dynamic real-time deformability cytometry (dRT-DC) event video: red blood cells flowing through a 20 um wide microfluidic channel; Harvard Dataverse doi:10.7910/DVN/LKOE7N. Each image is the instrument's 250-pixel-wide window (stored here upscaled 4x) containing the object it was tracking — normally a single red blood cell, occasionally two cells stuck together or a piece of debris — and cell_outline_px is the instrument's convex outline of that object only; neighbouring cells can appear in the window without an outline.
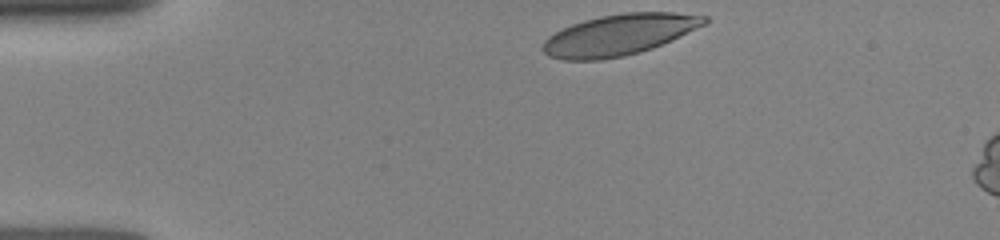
{"species": "human", "species_latin": "Homo sapiens", "temperature_condition": "room temperature", "stored_images_in_passage": 29, "camera_frame_rate_fps": 3000, "um_per_image_px": 0.085, "donor": {"sex": "female"}, "frame": {"image": 1, "passage_image": 1, "time_ms": 0.0, "image_size_px": [1000, 240], "cell_outline_px": [[708, 24], [672, 40], [652, 48], [624, 56], [600, 60], [560, 60], [548, 56], [540, 48], [544, 40], [548, 36], [572, 24], [584, 20], [600, 16], [624, 12], [672, 12], [708, 16]], "centroid_in_image_um": [52.63, 2.96], "position_along_channel_um": 32.4, "area_um2": 38.84}}
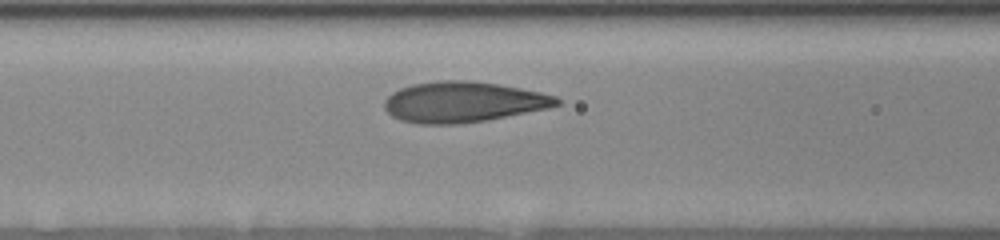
{"frame": {"image": 2, "passage_image": 21, "time_ms": 3.667, "image_size_px": [1000, 240], "cell_outline_px": [[560, 104], [548, 108], [488, 120], [460, 124], [416, 124], [400, 120], [392, 116], [384, 108], [384, 100], [392, 92], [400, 88], [412, 84], [440, 80], [468, 80], [496, 84], [520, 88], [540, 92], [556, 96], [560, 100]], "centroid_in_image_um": [39.34, 8.67], "position_along_channel_um": 127.3, "area_um2": 40.92}}
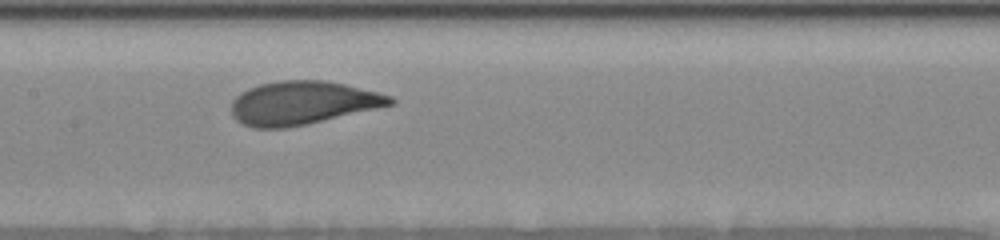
{"frame": {"image": 3, "passage_image": 28, "time_ms": 5.0, "image_size_px": [1000, 240], "cell_outline_px": [[396, 100], [392, 104], [376, 108], [308, 124], [288, 128], [252, 128], [236, 120], [232, 116], [232, 100], [240, 92], [248, 88], [260, 84], [280, 80], [324, 80], [344, 84], [392, 96]], "centroid_in_image_um": [25.67, 8.75], "position_along_channel_um": 181.7, "area_um2": 40.06}}